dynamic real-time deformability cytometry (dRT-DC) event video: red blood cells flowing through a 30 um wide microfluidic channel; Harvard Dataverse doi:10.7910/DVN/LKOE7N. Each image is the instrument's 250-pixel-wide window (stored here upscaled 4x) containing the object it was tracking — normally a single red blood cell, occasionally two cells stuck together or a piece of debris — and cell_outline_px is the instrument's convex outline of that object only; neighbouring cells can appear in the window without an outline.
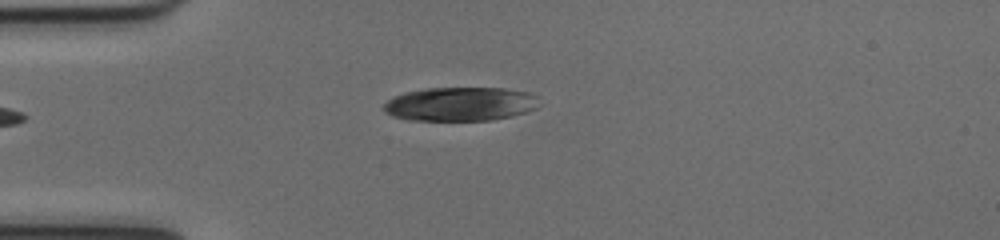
{"species": "common noctule bat (a hibernating species)", "species_latin": "Nyctalus noctula", "temperature_condition": "cold", "stored_images_in_passage": 39, "camera_frame_rate_fps": 3000, "um_per_image_px": 0.085, "animal": {"sex": "female", "body_mass_g": 17.0, "forearm_length_mm": 48.0}, "frame": {"image": 1, "passage_image": 1, "time_ms": 0.0, "image_size_px": [1000, 240], "cell_outline_px": [[536, 108], [512, 116], [492, 120], [408, 120], [392, 116], [384, 112], [384, 104], [392, 96], [404, 92], [428, 88], [504, 88], [528, 92], [536, 96]], "centroid_in_image_um": [39.07, 8.84], "position_along_channel_um": 45.9, "area_um2": 30.63}}